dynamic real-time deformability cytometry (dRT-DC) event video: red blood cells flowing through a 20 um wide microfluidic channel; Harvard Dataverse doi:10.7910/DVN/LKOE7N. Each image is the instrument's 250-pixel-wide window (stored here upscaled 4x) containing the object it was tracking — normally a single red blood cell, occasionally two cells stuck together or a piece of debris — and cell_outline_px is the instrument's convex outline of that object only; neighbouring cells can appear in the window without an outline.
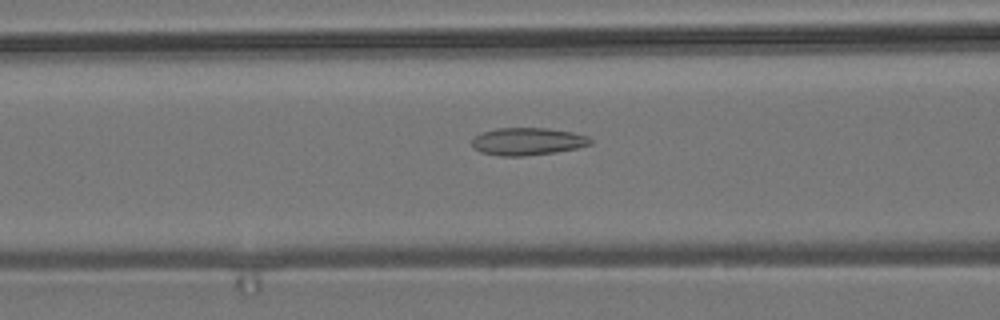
{"species": "common noctule bat (a hibernating species)", "species_latin": "Nyctalus noctula", "temperature_condition": "room temperature", "stored_images_in_passage": 37, "camera_frame_rate_fps": 3000, "um_per_image_px": 0.085, "animal": {"sex": "male", "body_mass_g": 19.2, "forearm_length_mm": 51.8}, "frame": {"image": 1, "passage_image": 16, "time_ms": 5.0, "image_size_px": [1000, 320], "cell_outline_px": [[592, 144], [576, 148], [556, 152], [524, 156], [500, 156], [480, 152], [472, 148], [472, 140], [480, 132], [496, 128], [548, 128], [572, 132], [588, 136], [592, 140]], "centroid_in_image_um": [44.82, 12.02], "position_along_channel_um": 121.8, "area_um2": 19.13}}
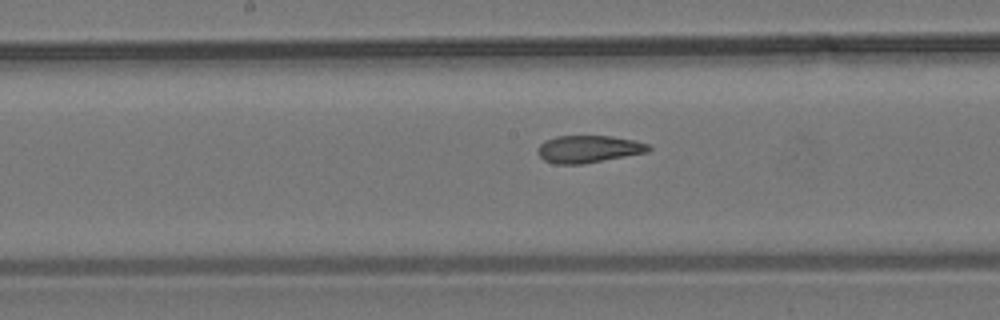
{"frame": {"image": 2, "passage_image": 22, "time_ms": 7.0, "image_size_px": [1000, 320], "cell_outline_px": [[652, 148], [648, 152], [584, 164], [556, 164], [544, 160], [536, 152], [540, 144], [544, 140], [556, 136], [612, 136], [636, 140], [648, 144]], "centroid_in_image_um": [50.03, 12.66], "position_along_channel_um": 198.2, "area_um2": 17.8}}
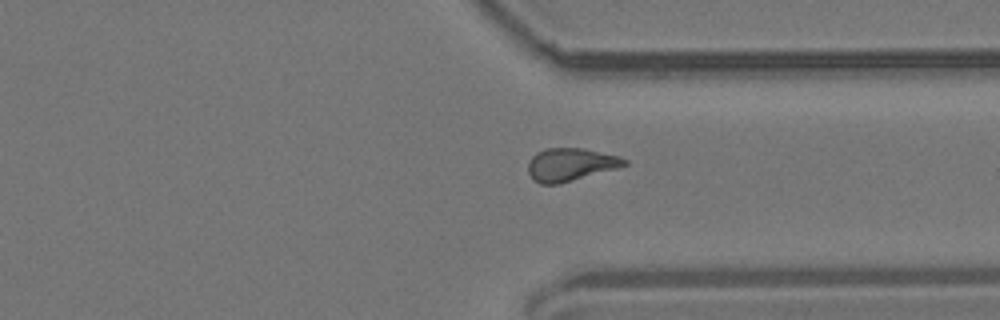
{"frame": {"image": 3, "passage_image": 35, "time_ms": 11.333, "image_size_px": [1000, 320], "cell_outline_px": [[628, 164], [616, 168], [556, 184], [540, 184], [532, 180], [528, 172], [528, 160], [536, 152], [544, 148], [584, 148], [620, 156], [628, 160]], "centroid_in_image_um": [48.45, 13.97], "position_along_channel_um": 362.9, "area_um2": 18.44}}